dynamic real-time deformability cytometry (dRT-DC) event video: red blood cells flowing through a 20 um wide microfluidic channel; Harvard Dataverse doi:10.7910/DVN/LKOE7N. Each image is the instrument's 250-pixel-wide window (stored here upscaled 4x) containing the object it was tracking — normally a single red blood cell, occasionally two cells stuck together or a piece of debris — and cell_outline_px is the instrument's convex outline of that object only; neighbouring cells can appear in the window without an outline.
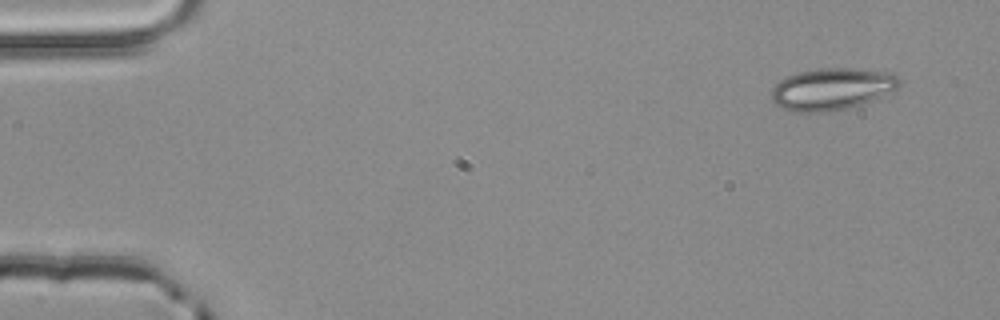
{"species": "common noctule bat (a hibernating species)", "species_latin": "Nyctalus noctula", "temperature_condition": "room temperature", "stored_images_in_passage": 3, "camera_frame_rate_fps": 3000, "um_per_image_px": 0.085, "animal": {"sex": "male", "body_mass_g": 20.4}, "frame": {"image": 1, "passage_image": 1, "time_ms": 0.0, "image_size_px": [1000, 320], "cell_outline_px": [[904, 80], [896, 88], [860, 104], [844, 108], [824, 112], [788, 112], [776, 104], [772, 100], [772, 88], [780, 80], [788, 76], [800, 72], [816, 68], [848, 68], [888, 72]], "centroid_in_image_um": [70.66, 7.56], "position_along_channel_um": 14.3, "area_um2": 30.81}}